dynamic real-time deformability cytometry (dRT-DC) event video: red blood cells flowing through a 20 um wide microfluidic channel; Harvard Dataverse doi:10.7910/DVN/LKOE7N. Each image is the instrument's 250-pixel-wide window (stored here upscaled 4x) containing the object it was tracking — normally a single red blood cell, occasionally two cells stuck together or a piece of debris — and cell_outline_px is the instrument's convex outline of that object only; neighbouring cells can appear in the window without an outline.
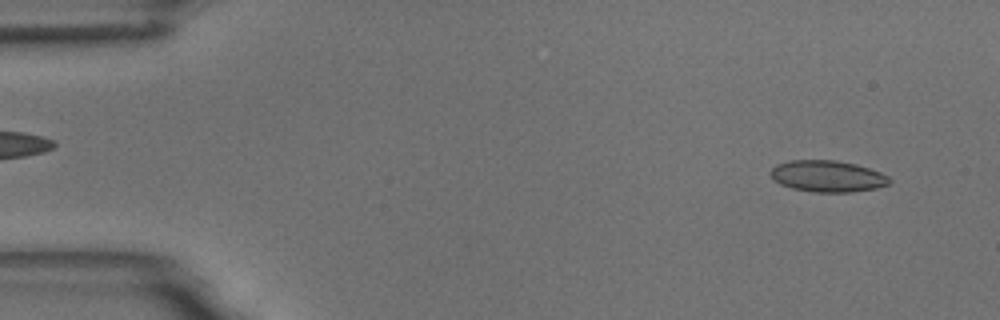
{"species": "common noctule bat (a hibernating species)", "species_latin": "Nyctalus noctula", "temperature_condition": "room temperature", "stored_images_in_passage": 11, "camera_frame_rate_fps": 3000, "um_per_image_px": 0.085, "animal": {"sex": "male", "body_mass_g": 18.8}, "frame": {"image": 1, "passage_image": 4, "time_ms": 1.0, "image_size_px": [1000, 320], "cell_outline_px": [[892, 180], [888, 184], [876, 188], [852, 192], [812, 192], [792, 188], [780, 184], [772, 180], [768, 172], [776, 164], [788, 160], [836, 160], [856, 164], [880, 172], [888, 176]], "centroid_in_image_um": [70.29, 14.97], "position_along_channel_um": 14.7, "area_um2": 22.02}}